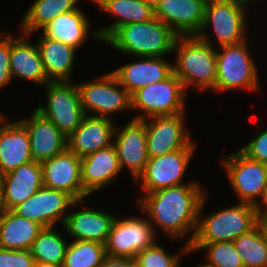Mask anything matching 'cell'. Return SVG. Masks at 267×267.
I'll return each mask as SVG.
<instances>
[{
  "instance_id": "cell-26",
  "label": "cell",
  "mask_w": 267,
  "mask_h": 267,
  "mask_svg": "<svg viewBox=\"0 0 267 267\" xmlns=\"http://www.w3.org/2000/svg\"><path fill=\"white\" fill-rule=\"evenodd\" d=\"M95 4L101 11L117 16L115 23L92 33L93 38L103 42L122 25L144 22L155 17L154 10L143 0H98Z\"/></svg>"
},
{
  "instance_id": "cell-15",
  "label": "cell",
  "mask_w": 267,
  "mask_h": 267,
  "mask_svg": "<svg viewBox=\"0 0 267 267\" xmlns=\"http://www.w3.org/2000/svg\"><path fill=\"white\" fill-rule=\"evenodd\" d=\"M120 128L115 126L112 142L116 148L121 170L127 167L136 180L149 160L145 122L130 119L122 129Z\"/></svg>"
},
{
  "instance_id": "cell-45",
  "label": "cell",
  "mask_w": 267,
  "mask_h": 267,
  "mask_svg": "<svg viewBox=\"0 0 267 267\" xmlns=\"http://www.w3.org/2000/svg\"><path fill=\"white\" fill-rule=\"evenodd\" d=\"M3 116H4V115H3V114L0 112V123H2V122H3V120H4V119H5V117H6V116H4V117H3Z\"/></svg>"
},
{
  "instance_id": "cell-27",
  "label": "cell",
  "mask_w": 267,
  "mask_h": 267,
  "mask_svg": "<svg viewBox=\"0 0 267 267\" xmlns=\"http://www.w3.org/2000/svg\"><path fill=\"white\" fill-rule=\"evenodd\" d=\"M36 45L46 76L50 82H71L76 56L75 48L60 41L50 40L42 33Z\"/></svg>"
},
{
  "instance_id": "cell-10",
  "label": "cell",
  "mask_w": 267,
  "mask_h": 267,
  "mask_svg": "<svg viewBox=\"0 0 267 267\" xmlns=\"http://www.w3.org/2000/svg\"><path fill=\"white\" fill-rule=\"evenodd\" d=\"M155 226L145 217H115L107 241L106 254L112 257L135 258L157 240Z\"/></svg>"
},
{
  "instance_id": "cell-46",
  "label": "cell",
  "mask_w": 267,
  "mask_h": 267,
  "mask_svg": "<svg viewBox=\"0 0 267 267\" xmlns=\"http://www.w3.org/2000/svg\"><path fill=\"white\" fill-rule=\"evenodd\" d=\"M197 267H209V266H206L205 264H200Z\"/></svg>"
},
{
  "instance_id": "cell-12",
  "label": "cell",
  "mask_w": 267,
  "mask_h": 267,
  "mask_svg": "<svg viewBox=\"0 0 267 267\" xmlns=\"http://www.w3.org/2000/svg\"><path fill=\"white\" fill-rule=\"evenodd\" d=\"M195 144L192 141L183 149L162 156L149 157L144 171L135 180L136 185L141 184L145 194L184 184L182 179L194 154Z\"/></svg>"
},
{
  "instance_id": "cell-17",
  "label": "cell",
  "mask_w": 267,
  "mask_h": 267,
  "mask_svg": "<svg viewBox=\"0 0 267 267\" xmlns=\"http://www.w3.org/2000/svg\"><path fill=\"white\" fill-rule=\"evenodd\" d=\"M207 0H160L154 16L178 36H196L202 26Z\"/></svg>"
},
{
  "instance_id": "cell-32",
  "label": "cell",
  "mask_w": 267,
  "mask_h": 267,
  "mask_svg": "<svg viewBox=\"0 0 267 267\" xmlns=\"http://www.w3.org/2000/svg\"><path fill=\"white\" fill-rule=\"evenodd\" d=\"M233 243L244 267H267V242L259 223Z\"/></svg>"
},
{
  "instance_id": "cell-6",
  "label": "cell",
  "mask_w": 267,
  "mask_h": 267,
  "mask_svg": "<svg viewBox=\"0 0 267 267\" xmlns=\"http://www.w3.org/2000/svg\"><path fill=\"white\" fill-rule=\"evenodd\" d=\"M186 95L181 80L172 72L166 79L147 85L131 96L132 109L139 112L132 119L143 120L184 113Z\"/></svg>"
},
{
  "instance_id": "cell-39",
  "label": "cell",
  "mask_w": 267,
  "mask_h": 267,
  "mask_svg": "<svg viewBox=\"0 0 267 267\" xmlns=\"http://www.w3.org/2000/svg\"><path fill=\"white\" fill-rule=\"evenodd\" d=\"M100 267H136L135 258L106 256Z\"/></svg>"
},
{
  "instance_id": "cell-35",
  "label": "cell",
  "mask_w": 267,
  "mask_h": 267,
  "mask_svg": "<svg viewBox=\"0 0 267 267\" xmlns=\"http://www.w3.org/2000/svg\"><path fill=\"white\" fill-rule=\"evenodd\" d=\"M181 254H170L157 243L135 256L136 267H180Z\"/></svg>"
},
{
  "instance_id": "cell-38",
  "label": "cell",
  "mask_w": 267,
  "mask_h": 267,
  "mask_svg": "<svg viewBox=\"0 0 267 267\" xmlns=\"http://www.w3.org/2000/svg\"><path fill=\"white\" fill-rule=\"evenodd\" d=\"M11 53V34L3 36L0 31V89L12 81L9 58Z\"/></svg>"
},
{
  "instance_id": "cell-8",
  "label": "cell",
  "mask_w": 267,
  "mask_h": 267,
  "mask_svg": "<svg viewBox=\"0 0 267 267\" xmlns=\"http://www.w3.org/2000/svg\"><path fill=\"white\" fill-rule=\"evenodd\" d=\"M252 0H207L199 32L213 28L218 48L239 44L246 39V4Z\"/></svg>"
},
{
  "instance_id": "cell-44",
  "label": "cell",
  "mask_w": 267,
  "mask_h": 267,
  "mask_svg": "<svg viewBox=\"0 0 267 267\" xmlns=\"http://www.w3.org/2000/svg\"><path fill=\"white\" fill-rule=\"evenodd\" d=\"M4 207H3V201H2V190H1V182H0V217L4 212Z\"/></svg>"
},
{
  "instance_id": "cell-43",
  "label": "cell",
  "mask_w": 267,
  "mask_h": 267,
  "mask_svg": "<svg viewBox=\"0 0 267 267\" xmlns=\"http://www.w3.org/2000/svg\"><path fill=\"white\" fill-rule=\"evenodd\" d=\"M267 242V222H258Z\"/></svg>"
},
{
  "instance_id": "cell-19",
  "label": "cell",
  "mask_w": 267,
  "mask_h": 267,
  "mask_svg": "<svg viewBox=\"0 0 267 267\" xmlns=\"http://www.w3.org/2000/svg\"><path fill=\"white\" fill-rule=\"evenodd\" d=\"M19 121L28 131L33 161L42 163L67 148V137L35 109L30 119Z\"/></svg>"
},
{
  "instance_id": "cell-9",
  "label": "cell",
  "mask_w": 267,
  "mask_h": 267,
  "mask_svg": "<svg viewBox=\"0 0 267 267\" xmlns=\"http://www.w3.org/2000/svg\"><path fill=\"white\" fill-rule=\"evenodd\" d=\"M46 105L35 108L49 119L67 138L84 119L85 112L80 102L76 83L49 82L46 84Z\"/></svg>"
},
{
  "instance_id": "cell-41",
  "label": "cell",
  "mask_w": 267,
  "mask_h": 267,
  "mask_svg": "<svg viewBox=\"0 0 267 267\" xmlns=\"http://www.w3.org/2000/svg\"><path fill=\"white\" fill-rule=\"evenodd\" d=\"M148 6H150L153 10L159 5L160 0H143Z\"/></svg>"
},
{
  "instance_id": "cell-29",
  "label": "cell",
  "mask_w": 267,
  "mask_h": 267,
  "mask_svg": "<svg viewBox=\"0 0 267 267\" xmlns=\"http://www.w3.org/2000/svg\"><path fill=\"white\" fill-rule=\"evenodd\" d=\"M44 229L39 223L5 210L0 217V247L11 250H30Z\"/></svg>"
},
{
  "instance_id": "cell-25",
  "label": "cell",
  "mask_w": 267,
  "mask_h": 267,
  "mask_svg": "<svg viewBox=\"0 0 267 267\" xmlns=\"http://www.w3.org/2000/svg\"><path fill=\"white\" fill-rule=\"evenodd\" d=\"M27 34L21 33L19 38L11 35V53L9 58L11 77H19L45 86L48 80L39 49L36 43L27 40Z\"/></svg>"
},
{
  "instance_id": "cell-30",
  "label": "cell",
  "mask_w": 267,
  "mask_h": 267,
  "mask_svg": "<svg viewBox=\"0 0 267 267\" xmlns=\"http://www.w3.org/2000/svg\"><path fill=\"white\" fill-rule=\"evenodd\" d=\"M78 0H36L25 13L21 32L30 34L41 30L58 15L78 9Z\"/></svg>"
},
{
  "instance_id": "cell-42",
  "label": "cell",
  "mask_w": 267,
  "mask_h": 267,
  "mask_svg": "<svg viewBox=\"0 0 267 267\" xmlns=\"http://www.w3.org/2000/svg\"><path fill=\"white\" fill-rule=\"evenodd\" d=\"M34 267H63V265L44 262V263H35Z\"/></svg>"
},
{
  "instance_id": "cell-20",
  "label": "cell",
  "mask_w": 267,
  "mask_h": 267,
  "mask_svg": "<svg viewBox=\"0 0 267 267\" xmlns=\"http://www.w3.org/2000/svg\"><path fill=\"white\" fill-rule=\"evenodd\" d=\"M139 61L124 64L111 71L121 86L132 96L139 89L166 79L172 72V63L163 57H137Z\"/></svg>"
},
{
  "instance_id": "cell-24",
  "label": "cell",
  "mask_w": 267,
  "mask_h": 267,
  "mask_svg": "<svg viewBox=\"0 0 267 267\" xmlns=\"http://www.w3.org/2000/svg\"><path fill=\"white\" fill-rule=\"evenodd\" d=\"M0 125V176L33 161L26 127L18 120Z\"/></svg>"
},
{
  "instance_id": "cell-5",
  "label": "cell",
  "mask_w": 267,
  "mask_h": 267,
  "mask_svg": "<svg viewBox=\"0 0 267 267\" xmlns=\"http://www.w3.org/2000/svg\"><path fill=\"white\" fill-rule=\"evenodd\" d=\"M249 44L247 39L239 44L221 46V52L216 48L217 77L213 90L259 89L258 69L249 53Z\"/></svg>"
},
{
  "instance_id": "cell-23",
  "label": "cell",
  "mask_w": 267,
  "mask_h": 267,
  "mask_svg": "<svg viewBox=\"0 0 267 267\" xmlns=\"http://www.w3.org/2000/svg\"><path fill=\"white\" fill-rule=\"evenodd\" d=\"M83 201L80 200L83 209L69 212L62 228L64 227L74 240L94 241L105 245L116 216L104 210L89 209L83 205Z\"/></svg>"
},
{
  "instance_id": "cell-7",
  "label": "cell",
  "mask_w": 267,
  "mask_h": 267,
  "mask_svg": "<svg viewBox=\"0 0 267 267\" xmlns=\"http://www.w3.org/2000/svg\"><path fill=\"white\" fill-rule=\"evenodd\" d=\"M76 85L82 108L87 116L112 119L114 113L132 110L131 95L112 72L99 76L97 80ZM90 111H93L92 114Z\"/></svg>"
},
{
  "instance_id": "cell-28",
  "label": "cell",
  "mask_w": 267,
  "mask_h": 267,
  "mask_svg": "<svg viewBox=\"0 0 267 267\" xmlns=\"http://www.w3.org/2000/svg\"><path fill=\"white\" fill-rule=\"evenodd\" d=\"M88 20L86 14L78 8L58 15L45 25L41 32L50 40L60 41L78 49L90 35V23Z\"/></svg>"
},
{
  "instance_id": "cell-11",
  "label": "cell",
  "mask_w": 267,
  "mask_h": 267,
  "mask_svg": "<svg viewBox=\"0 0 267 267\" xmlns=\"http://www.w3.org/2000/svg\"><path fill=\"white\" fill-rule=\"evenodd\" d=\"M220 160L241 203L256 206L267 188V164L248 158L239 149Z\"/></svg>"
},
{
  "instance_id": "cell-3",
  "label": "cell",
  "mask_w": 267,
  "mask_h": 267,
  "mask_svg": "<svg viewBox=\"0 0 267 267\" xmlns=\"http://www.w3.org/2000/svg\"><path fill=\"white\" fill-rule=\"evenodd\" d=\"M178 35L158 18L118 27L104 42L130 56L165 57L173 54Z\"/></svg>"
},
{
  "instance_id": "cell-18",
  "label": "cell",
  "mask_w": 267,
  "mask_h": 267,
  "mask_svg": "<svg viewBox=\"0 0 267 267\" xmlns=\"http://www.w3.org/2000/svg\"><path fill=\"white\" fill-rule=\"evenodd\" d=\"M0 182L4 210H13L43 187L41 163L20 165L0 176Z\"/></svg>"
},
{
  "instance_id": "cell-21",
  "label": "cell",
  "mask_w": 267,
  "mask_h": 267,
  "mask_svg": "<svg viewBox=\"0 0 267 267\" xmlns=\"http://www.w3.org/2000/svg\"><path fill=\"white\" fill-rule=\"evenodd\" d=\"M107 117L85 116L67 138V148L79 158L113 144L115 126Z\"/></svg>"
},
{
  "instance_id": "cell-36",
  "label": "cell",
  "mask_w": 267,
  "mask_h": 267,
  "mask_svg": "<svg viewBox=\"0 0 267 267\" xmlns=\"http://www.w3.org/2000/svg\"><path fill=\"white\" fill-rule=\"evenodd\" d=\"M30 250H11L0 247V267H34Z\"/></svg>"
},
{
  "instance_id": "cell-37",
  "label": "cell",
  "mask_w": 267,
  "mask_h": 267,
  "mask_svg": "<svg viewBox=\"0 0 267 267\" xmlns=\"http://www.w3.org/2000/svg\"><path fill=\"white\" fill-rule=\"evenodd\" d=\"M248 158L267 164V129L239 149Z\"/></svg>"
},
{
  "instance_id": "cell-31",
  "label": "cell",
  "mask_w": 267,
  "mask_h": 267,
  "mask_svg": "<svg viewBox=\"0 0 267 267\" xmlns=\"http://www.w3.org/2000/svg\"><path fill=\"white\" fill-rule=\"evenodd\" d=\"M67 241L55 227H44L30 248L35 263H54L63 265L68 247Z\"/></svg>"
},
{
  "instance_id": "cell-16",
  "label": "cell",
  "mask_w": 267,
  "mask_h": 267,
  "mask_svg": "<svg viewBox=\"0 0 267 267\" xmlns=\"http://www.w3.org/2000/svg\"><path fill=\"white\" fill-rule=\"evenodd\" d=\"M43 186L70 194L76 201L89 196L81 181V158L66 148L41 163Z\"/></svg>"
},
{
  "instance_id": "cell-4",
  "label": "cell",
  "mask_w": 267,
  "mask_h": 267,
  "mask_svg": "<svg viewBox=\"0 0 267 267\" xmlns=\"http://www.w3.org/2000/svg\"><path fill=\"white\" fill-rule=\"evenodd\" d=\"M207 197L208 192L200 204L197 229L191 244L233 242L258 224L255 206L241 202L209 216H201Z\"/></svg>"
},
{
  "instance_id": "cell-40",
  "label": "cell",
  "mask_w": 267,
  "mask_h": 267,
  "mask_svg": "<svg viewBox=\"0 0 267 267\" xmlns=\"http://www.w3.org/2000/svg\"><path fill=\"white\" fill-rule=\"evenodd\" d=\"M262 206H265V208ZM256 215L258 222H267V188L264 190L261 201L256 206Z\"/></svg>"
},
{
  "instance_id": "cell-22",
  "label": "cell",
  "mask_w": 267,
  "mask_h": 267,
  "mask_svg": "<svg viewBox=\"0 0 267 267\" xmlns=\"http://www.w3.org/2000/svg\"><path fill=\"white\" fill-rule=\"evenodd\" d=\"M80 172L83 189L88 195L110 186L121 172L115 146L111 144L81 158Z\"/></svg>"
},
{
  "instance_id": "cell-13",
  "label": "cell",
  "mask_w": 267,
  "mask_h": 267,
  "mask_svg": "<svg viewBox=\"0 0 267 267\" xmlns=\"http://www.w3.org/2000/svg\"><path fill=\"white\" fill-rule=\"evenodd\" d=\"M79 202L67 192L43 186L12 211L44 227H53L57 225L58 220L63 223L68 215L66 211Z\"/></svg>"
},
{
  "instance_id": "cell-1",
  "label": "cell",
  "mask_w": 267,
  "mask_h": 267,
  "mask_svg": "<svg viewBox=\"0 0 267 267\" xmlns=\"http://www.w3.org/2000/svg\"><path fill=\"white\" fill-rule=\"evenodd\" d=\"M190 181L179 186L159 189L143 194L138 204L148 215L147 219L157 225L169 238H179L192 232L191 237L182 247L181 252L188 253V246L193 241L201 201L207 191L198 184Z\"/></svg>"
},
{
  "instance_id": "cell-47",
  "label": "cell",
  "mask_w": 267,
  "mask_h": 267,
  "mask_svg": "<svg viewBox=\"0 0 267 267\" xmlns=\"http://www.w3.org/2000/svg\"><path fill=\"white\" fill-rule=\"evenodd\" d=\"M89 1H92L93 3H96L98 0H89Z\"/></svg>"
},
{
  "instance_id": "cell-34",
  "label": "cell",
  "mask_w": 267,
  "mask_h": 267,
  "mask_svg": "<svg viewBox=\"0 0 267 267\" xmlns=\"http://www.w3.org/2000/svg\"><path fill=\"white\" fill-rule=\"evenodd\" d=\"M204 264L209 267H244L233 242H214L208 244H190L188 252L205 250Z\"/></svg>"
},
{
  "instance_id": "cell-14",
  "label": "cell",
  "mask_w": 267,
  "mask_h": 267,
  "mask_svg": "<svg viewBox=\"0 0 267 267\" xmlns=\"http://www.w3.org/2000/svg\"><path fill=\"white\" fill-rule=\"evenodd\" d=\"M185 114L143 119L146 126L149 157L162 156L183 149L193 141L190 139V131L184 123Z\"/></svg>"
},
{
  "instance_id": "cell-33",
  "label": "cell",
  "mask_w": 267,
  "mask_h": 267,
  "mask_svg": "<svg viewBox=\"0 0 267 267\" xmlns=\"http://www.w3.org/2000/svg\"><path fill=\"white\" fill-rule=\"evenodd\" d=\"M106 256L104 244L74 240L68 244L63 267H100Z\"/></svg>"
},
{
  "instance_id": "cell-2",
  "label": "cell",
  "mask_w": 267,
  "mask_h": 267,
  "mask_svg": "<svg viewBox=\"0 0 267 267\" xmlns=\"http://www.w3.org/2000/svg\"><path fill=\"white\" fill-rule=\"evenodd\" d=\"M205 32L196 36H178L173 53L176 61L172 63L173 73L187 88L196 87L200 91L214 89L217 77L216 47Z\"/></svg>"
}]
</instances>
